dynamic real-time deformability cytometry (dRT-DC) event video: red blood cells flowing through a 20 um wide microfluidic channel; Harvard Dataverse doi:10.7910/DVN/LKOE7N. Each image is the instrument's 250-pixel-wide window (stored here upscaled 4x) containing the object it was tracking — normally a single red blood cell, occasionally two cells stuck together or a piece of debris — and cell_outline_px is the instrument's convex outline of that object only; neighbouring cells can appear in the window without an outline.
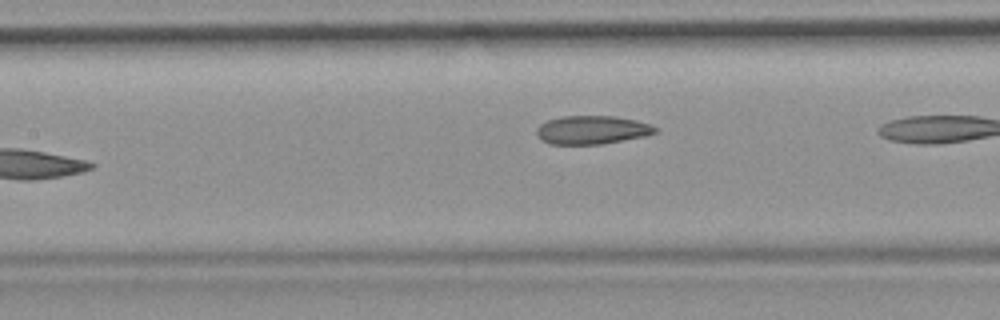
{"species": "common noctule bat (a hibernating species)", "species_latin": "Nyctalus noctula", "temperature_condition": "room temperature", "stored_images_in_passage": 11, "camera_frame_rate_fps": 3000, "um_per_image_px": 0.085, "animal": {"sex": "female", "body_mass_g": 19.9}, "frame": {"image": 1, "passage_image": 10, "time_ms": 3.0, "image_size_px": [1000, 320], "cell_outline_px": [[656, 132], [644, 136], [600, 144], [548, 144], [536, 136], [536, 128], [540, 124], [548, 120], [560, 116], [612, 116], [636, 120], [652, 124], [656, 128]], "centroid_in_image_um": [50.27, 11.04], "position_along_channel_um": 157.1, "area_um2": 19.65}}